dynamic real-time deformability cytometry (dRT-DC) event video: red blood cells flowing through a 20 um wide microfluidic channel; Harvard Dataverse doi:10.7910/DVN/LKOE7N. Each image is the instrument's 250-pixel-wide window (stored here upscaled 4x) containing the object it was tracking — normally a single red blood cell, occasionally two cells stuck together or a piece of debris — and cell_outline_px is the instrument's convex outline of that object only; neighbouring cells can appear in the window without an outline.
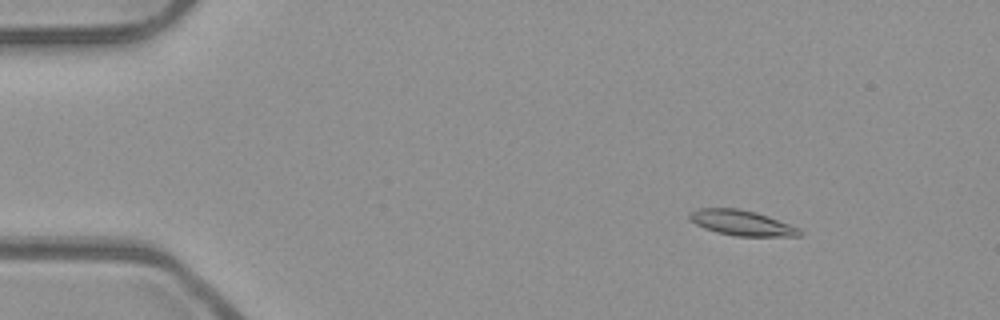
{"species": "common noctule bat (a hibernating species)", "species_latin": "Nyctalus noctula", "temperature_condition": "room temperature", "stored_images_in_passage": 53, "camera_frame_rate_fps": 3000, "um_per_image_px": 0.085, "animal": {"sex": "male", "body_mass_g": 23.1, "forearm_length_mm": 52.7}, "frame": {"image": 1, "passage_image": 7, "time_ms": 2.0, "image_size_px": [1000, 320], "cell_outline_px": [[804, 232], [800, 236], [736, 236], [716, 232], [704, 228], [688, 220], [688, 212], [700, 208], [736, 208], [756, 212], [768, 216], [800, 228]], "centroid_in_image_um": [63.03, 18.94], "position_along_channel_um": 22.0, "area_um2": 16.36}}
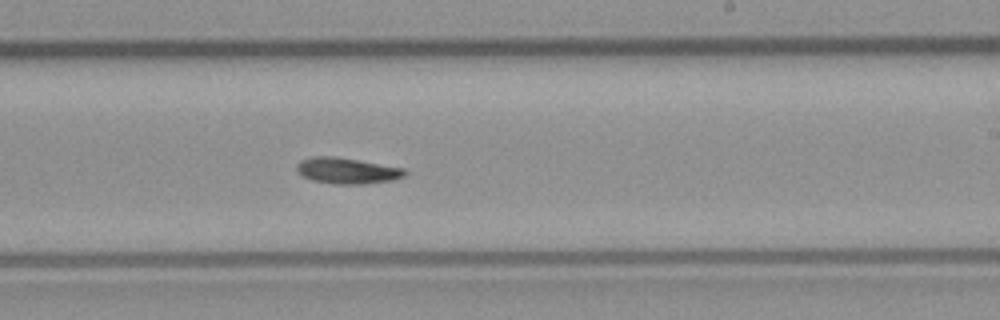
{"frame": {"image": 2, "passage_image": 32, "time_ms": 10.333, "image_size_px": [1000, 320], "cell_outline_px": [[408, 172], [404, 176], [392, 180], [364, 184], [336, 184], [312, 180], [304, 176], [296, 168], [296, 164], [300, 160], [312, 156], [336, 156], [404, 168]], "centroid_in_image_um": [29.5, 14.5], "position_along_channel_um": 259.5, "area_um2": 16.36}}
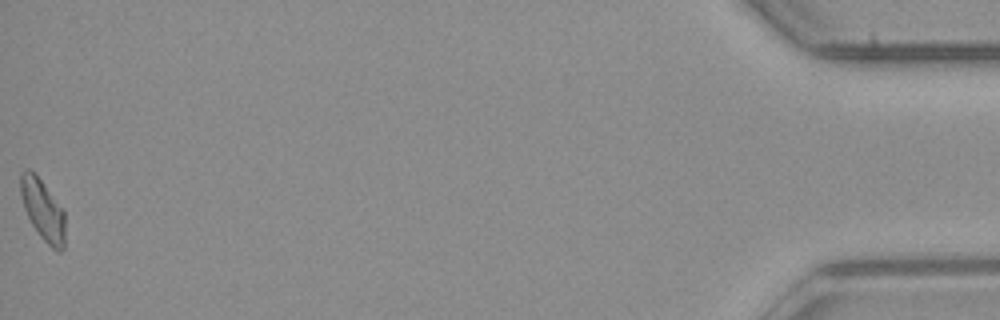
{"frame": {"image": 3, "passage_image": 53, "time_ms": 17.333, "image_size_px": [1000, 320], "cell_outline_px": [[64, 248], [60, 252], [52, 248], [40, 236], [32, 224], [24, 208], [20, 192], [20, 172], [24, 168], [28, 168], [40, 180], [64, 208]], "centroid_in_image_um": [3.64, 17.83], "position_along_channel_um": 431.6, "area_um2": 15.72}}